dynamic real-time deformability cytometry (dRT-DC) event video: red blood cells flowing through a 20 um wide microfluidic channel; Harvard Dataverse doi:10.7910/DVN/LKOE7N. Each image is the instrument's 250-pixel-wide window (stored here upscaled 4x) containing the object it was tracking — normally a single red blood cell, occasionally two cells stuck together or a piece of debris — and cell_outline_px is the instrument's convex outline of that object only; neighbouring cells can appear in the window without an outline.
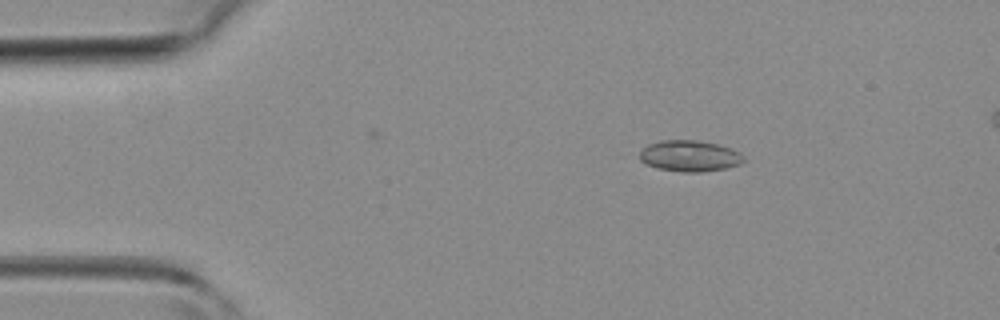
{"species": "common noctule bat (a hibernating species)", "species_latin": "Nyctalus noctula", "temperature_condition": "room temperature", "stored_images_in_passage": 12, "camera_frame_rate_fps": 3000, "um_per_image_px": 0.085, "animal": {"sex": "female", "body_mass_g": 19.3, "forearm_length_mm": 54.1}, "frame": {"image": 1, "passage_image": 1, "time_ms": 0.0, "image_size_px": [1000, 320], "cell_outline_px": [[744, 160], [740, 164], [724, 168], [700, 172], [680, 172], [656, 168], [640, 160], [640, 152], [648, 144], [660, 140], [696, 140], [716, 144], [740, 152], [744, 156]], "centroid_in_image_um": [58.6, 13.26], "position_along_channel_um": 26.4, "area_um2": 18.73}}
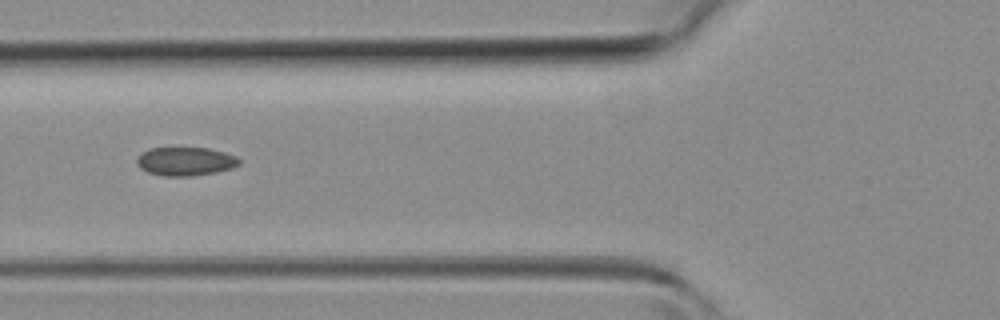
{"frame": {"image": 2, "passage_image": 10, "time_ms": 3.0, "image_size_px": [1000, 320], "cell_outline_px": [[240, 164], [232, 168], [216, 172], [192, 176], [164, 176], [148, 172], [140, 168], [136, 164], [136, 160], [148, 148], [208, 148], [224, 152], [236, 156], [240, 160]], "centroid_in_image_um": [15.77, 13.72], "position_along_channel_um": 110.0, "area_um2": 16.99}}
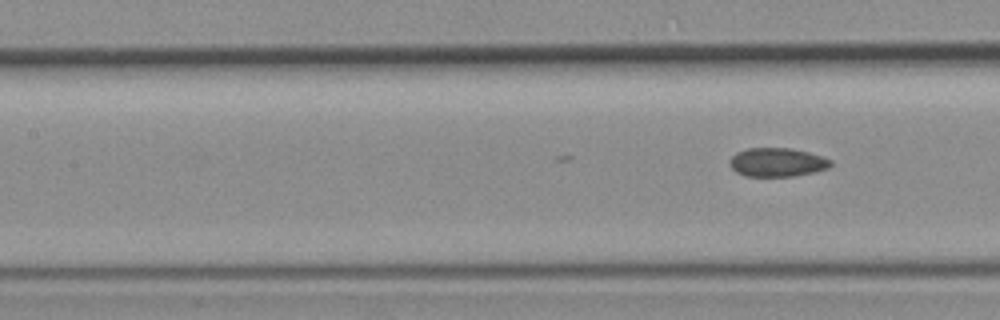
{"frame": {"image": 3, "passage_image": 12, "time_ms": 3.667, "image_size_px": [1000, 320], "cell_outline_px": [[832, 164], [828, 168], [816, 172], [792, 176], [744, 176], [736, 172], [732, 168], [732, 156], [736, 152], [748, 148], [792, 148], [808, 152], [832, 160]], "centroid_in_image_um": [66.09, 13.79], "position_along_channel_um": 141.3, "area_um2": 16.82}}